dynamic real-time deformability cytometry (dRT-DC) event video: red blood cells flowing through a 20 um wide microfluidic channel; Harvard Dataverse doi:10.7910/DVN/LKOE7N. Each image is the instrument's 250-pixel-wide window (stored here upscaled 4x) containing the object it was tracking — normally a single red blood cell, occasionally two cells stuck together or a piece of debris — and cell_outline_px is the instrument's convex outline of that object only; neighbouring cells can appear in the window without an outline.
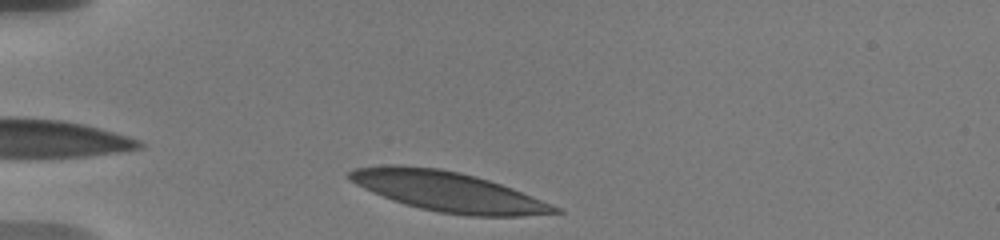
{"species": "human", "species_latin": "Homo sapiens", "temperature_condition": "warm", "stored_images_in_passage": 24, "camera_frame_rate_fps": 3000, "um_per_image_px": 0.085, "donor": {"sex": "male"}, "frame": {"image": 1, "passage_image": 1, "time_ms": 0.0, "image_size_px": [1000, 240], "cell_outline_px": [[564, 212], [520, 216], [468, 216], [440, 212], [420, 208], [392, 200], [372, 192], [348, 180], [348, 172], [352, 168], [388, 164], [400, 164], [436, 168], [460, 172], [476, 176], [512, 188], [560, 208]], "centroid_in_image_um": [38.02, 16.27], "position_along_channel_um": 47.0, "area_um2": 47.51}}
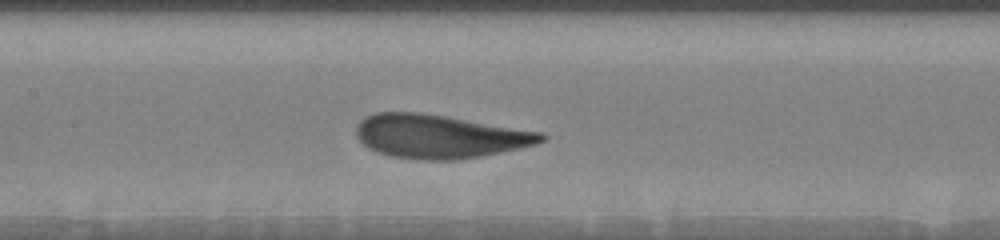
{"frame": {"image": 2, "passage_image": 14, "time_ms": 4.333, "image_size_px": [1000, 240], "cell_outline_px": [[548, 136], [544, 140], [536, 144], [520, 148], [480, 156], [456, 160], [420, 160], [392, 156], [368, 148], [356, 136], [356, 124], [364, 116], [376, 112], [420, 112], [540, 132]], "centroid_in_image_um": [37.31, 11.59], "position_along_channel_um": 170.1, "area_um2": 46.7}}
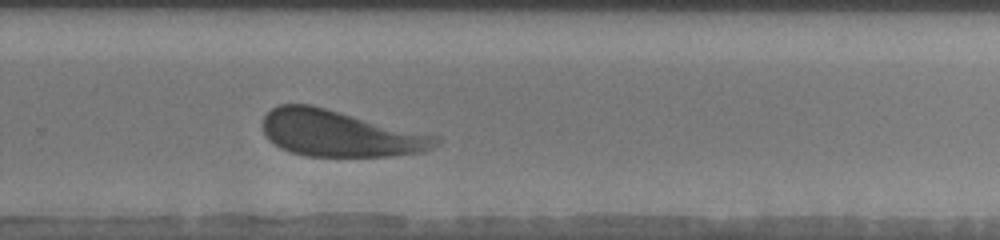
{"frame": {"image": 3, "passage_image": 24, "time_ms": 8.0, "image_size_px": [1000, 240], "cell_outline_px": [[440, 144], [424, 152], [392, 156], [304, 156], [288, 152], [280, 148], [268, 140], [264, 136], [264, 116], [272, 108], [280, 104], [312, 104], [440, 136]], "centroid_in_image_um": [28.91, 11.35], "position_along_channel_um": 300.9, "area_um2": 47.22}}